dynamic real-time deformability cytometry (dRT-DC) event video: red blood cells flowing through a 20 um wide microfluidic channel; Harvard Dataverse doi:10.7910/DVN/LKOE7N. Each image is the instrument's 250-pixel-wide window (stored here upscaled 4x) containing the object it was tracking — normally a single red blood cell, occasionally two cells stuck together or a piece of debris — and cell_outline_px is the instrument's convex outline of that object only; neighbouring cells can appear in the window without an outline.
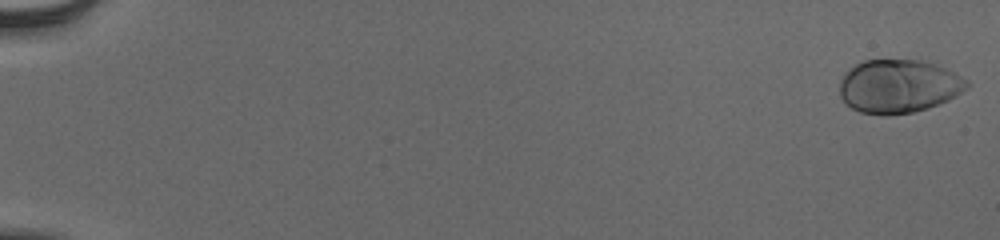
{"species": "human", "species_latin": "Homo sapiens", "temperature_condition": "cold", "stored_images_in_passage": 55, "camera_frame_rate_fps": 3000, "um_per_image_px": 0.085, "donor": {"sex": "male"}, "frame": {"image": 1, "passage_image": 1, "time_ms": 0.0, "image_size_px": [1000, 240], "cell_outline_px": [[972, 84], [968, 88], [948, 100], [928, 108], [912, 112], [888, 116], [860, 112], [844, 104], [840, 96], [840, 80], [844, 72], [848, 68], [864, 60], [920, 60], [936, 64], [968, 80]], "centroid_in_image_um": [76.36, 7.34], "position_along_channel_um": 8.6, "area_um2": 39.94}}
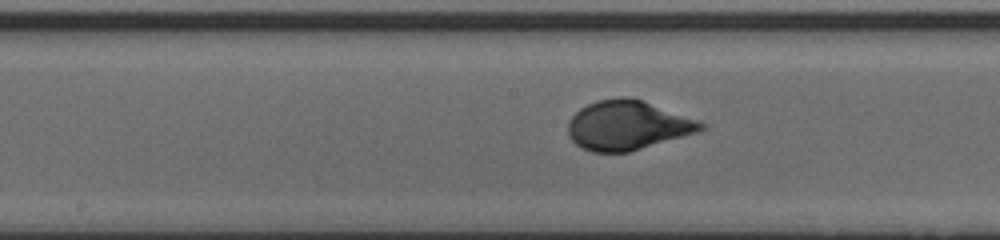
{"frame": {"image": 2, "passage_image": 31, "time_ms": 10.0, "image_size_px": [1000, 240], "cell_outline_px": [[708, 128], [696, 132], [628, 152], [592, 152], [576, 144], [568, 136], [568, 120], [580, 108], [596, 100], [620, 96], [628, 96], [644, 100], [708, 124]], "centroid_in_image_um": [53.33, 10.63], "position_along_channel_um": 194.9, "area_um2": 38.21}}
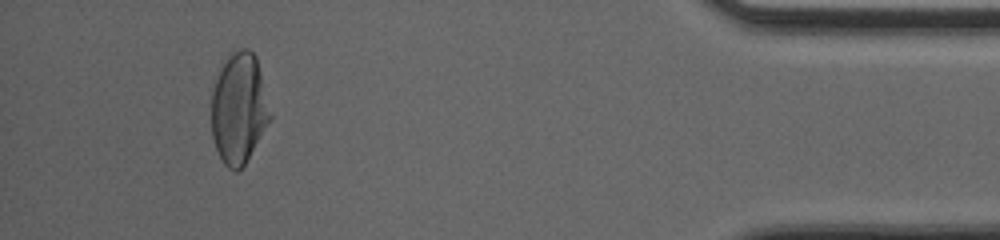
{"frame": {"image": 3, "passage_image": 52, "time_ms": 17.0, "image_size_px": [1000, 240], "cell_outline_px": [[272, 116], [240, 172], [236, 172], [228, 168], [224, 164], [216, 148], [212, 136], [212, 92], [220, 60], [228, 52], [240, 48], [248, 48], [256, 56]], "centroid_in_image_um": [20.28, 9.15], "position_along_channel_um": 414.9, "area_um2": 38.32}, "authors_computed_cell_mechanics": {"area_um2": 38.148, "velocity_mm_per_s": 3.8692, "shape_relaxation_time_tau1_ms": 3.5694, "shape_relaxation_time_tau2_ms": null, "deformation_change_tau1": 0.176, "deformation_change_tau2": null}}